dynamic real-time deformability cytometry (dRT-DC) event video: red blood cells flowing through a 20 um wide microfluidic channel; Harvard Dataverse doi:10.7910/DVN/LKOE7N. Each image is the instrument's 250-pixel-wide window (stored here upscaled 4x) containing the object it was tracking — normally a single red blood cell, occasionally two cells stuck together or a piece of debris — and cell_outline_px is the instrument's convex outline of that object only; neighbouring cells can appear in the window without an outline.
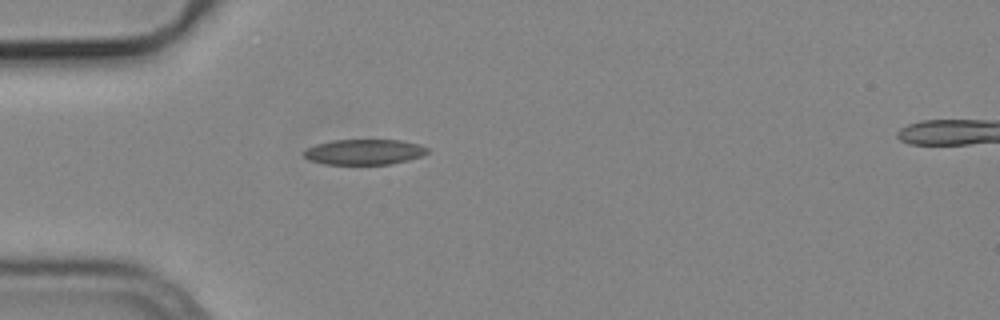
{"species": "common noctule bat (a hibernating species)", "species_latin": "Nyctalus noctula", "temperature_condition": "cold", "stored_images_in_passage": 40, "camera_frame_rate_fps": 3000, "um_per_image_px": 0.085, "animal": {"sex": "male", "body_mass_g": 19.2, "forearm_length_mm": 51.8}, "frame": {"image": 1, "passage_image": 1, "time_ms": 0.0, "image_size_px": [1000, 320], "cell_outline_px": [[428, 152], [420, 156], [408, 160], [392, 164], [324, 164], [308, 160], [304, 156], [304, 152], [308, 148], [316, 144], [332, 140], [400, 140], [420, 144], [428, 148]], "centroid_in_image_um": [30.96, 12.91], "position_along_channel_um": 54.0, "area_um2": 18.26}}
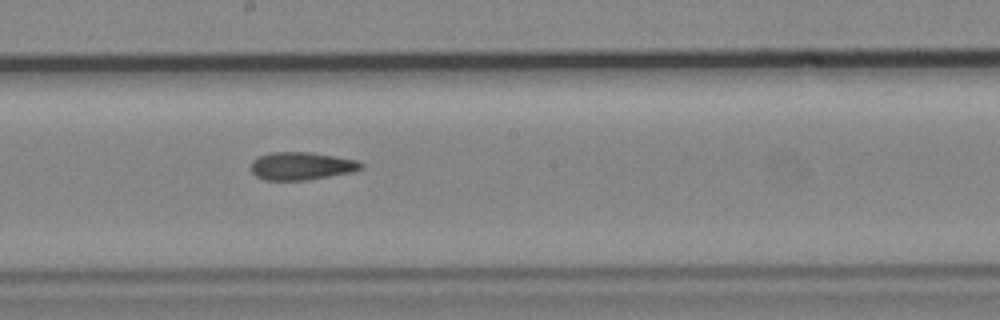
{"frame": {"image": 2, "passage_image": 15, "time_ms": 4.667, "image_size_px": [1000, 320], "cell_outline_px": [[364, 168], [352, 172], [308, 180], [264, 180], [256, 176], [248, 168], [252, 160], [256, 156], [272, 152], [312, 152], [336, 156], [356, 160], [364, 164]], "centroid_in_image_um": [25.59, 14.1], "position_along_channel_um": 222.6, "area_um2": 18.21}}
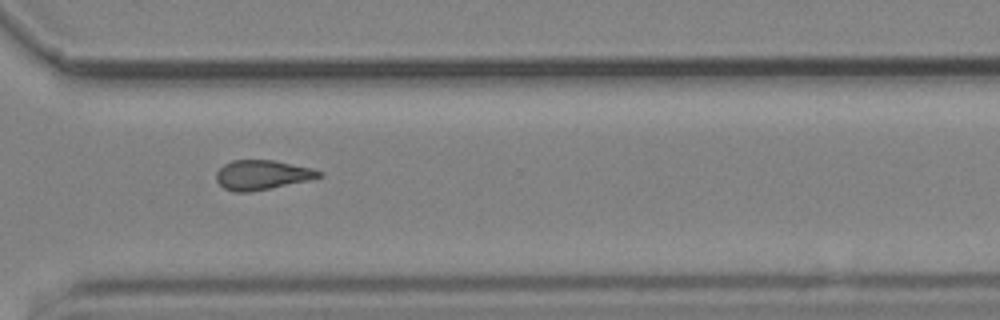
{"frame": {"image": 3, "passage_image": 25, "time_ms": 8.0, "image_size_px": [1000, 320], "cell_outline_px": [[324, 176], [308, 180], [248, 192], [236, 192], [224, 188], [216, 180], [216, 172], [224, 164], [232, 160], [272, 160], [312, 168], [324, 172]], "centroid_in_image_um": [22.28, 14.85], "position_along_channel_um": 348.3, "area_um2": 17.51}}